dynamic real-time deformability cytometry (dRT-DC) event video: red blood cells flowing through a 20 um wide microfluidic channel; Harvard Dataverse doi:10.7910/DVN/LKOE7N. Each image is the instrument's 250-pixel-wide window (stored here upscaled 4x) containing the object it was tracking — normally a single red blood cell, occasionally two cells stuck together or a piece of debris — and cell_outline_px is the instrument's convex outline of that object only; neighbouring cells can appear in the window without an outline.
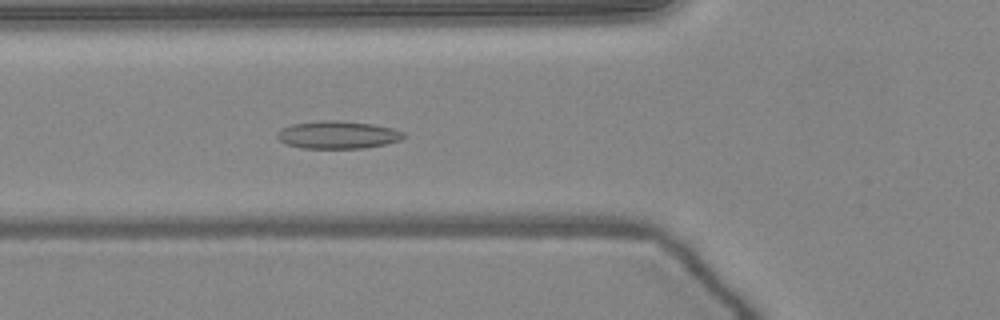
{"species": "common noctule bat (a hibernating species)", "species_latin": "Nyctalus noctula", "temperature_condition": "warm", "stored_images_in_passage": 51, "camera_frame_rate_fps": 3000, "um_per_image_px": 0.085, "animal": {"sex": "female", "body_mass_g": 24.6, "forearm_length_mm": 56.2}, "frame": {"image": 1, "passage_image": 19, "time_ms": 6.0, "image_size_px": [1000, 320], "cell_outline_px": [[408, 136], [400, 140], [384, 144], [364, 148], [300, 148], [288, 144], [280, 140], [276, 136], [276, 132], [280, 128], [292, 124], [320, 120], [340, 120], [372, 124], [392, 128], [404, 132]], "centroid_in_image_um": [28.7, 11.45], "position_along_channel_um": 97.1, "area_um2": 20.52}}
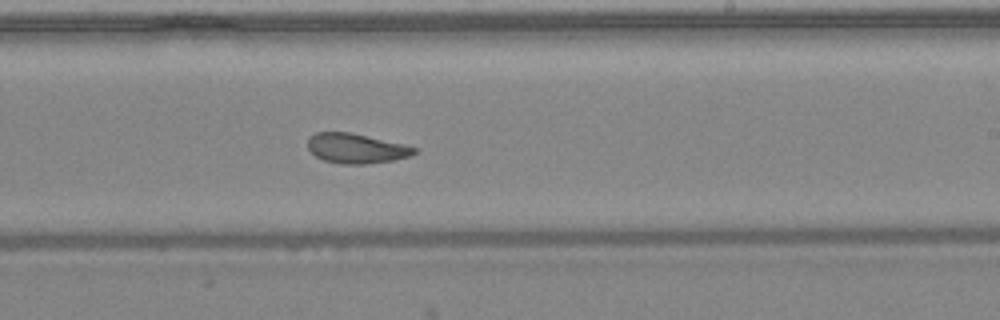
{"frame": {"image": 2, "passage_image": 31, "time_ms": 10.0, "image_size_px": [1000, 320], "cell_outline_px": [[416, 152], [408, 156], [392, 160], [368, 164], [340, 164], [324, 160], [316, 156], [308, 148], [308, 136], [316, 132], [352, 132], [404, 144], [416, 148]], "centroid_in_image_um": [30.24, 12.6], "position_along_channel_um": 258.8, "area_um2": 18.5}}
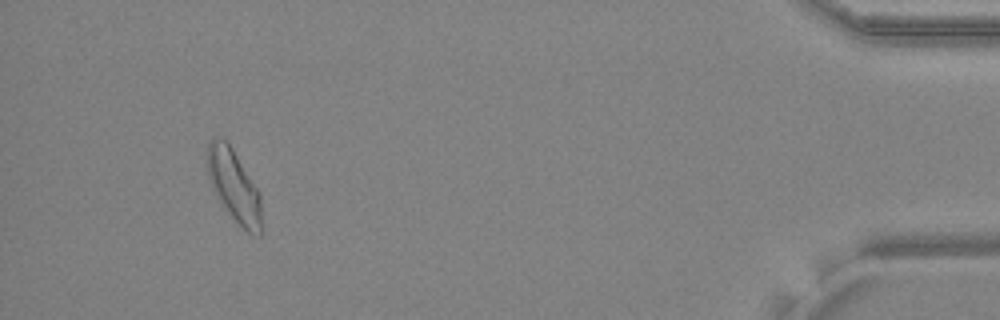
{"frame": {"image": 3, "passage_image": 48, "time_ms": 15.667, "image_size_px": [1000, 320], "cell_outline_px": [[260, 236], [248, 232], [228, 212], [216, 196], [208, 180], [208, 144], [212, 140], [224, 140], [232, 148], [260, 192]], "centroid_in_image_um": [19.89, 15.8], "position_along_channel_um": 415.3, "area_um2": 21.96}, "authors_computed_cell_mechanics": {"area_um2": 20.6346, "velocity_mm_per_s": 4.0381, "shape_relaxation_time_tau1_ms": null, "shape_relaxation_time_tau2_ms": 1.8101, "deformation_change_tau1": null, "deformation_change_tau2": 0.082}}